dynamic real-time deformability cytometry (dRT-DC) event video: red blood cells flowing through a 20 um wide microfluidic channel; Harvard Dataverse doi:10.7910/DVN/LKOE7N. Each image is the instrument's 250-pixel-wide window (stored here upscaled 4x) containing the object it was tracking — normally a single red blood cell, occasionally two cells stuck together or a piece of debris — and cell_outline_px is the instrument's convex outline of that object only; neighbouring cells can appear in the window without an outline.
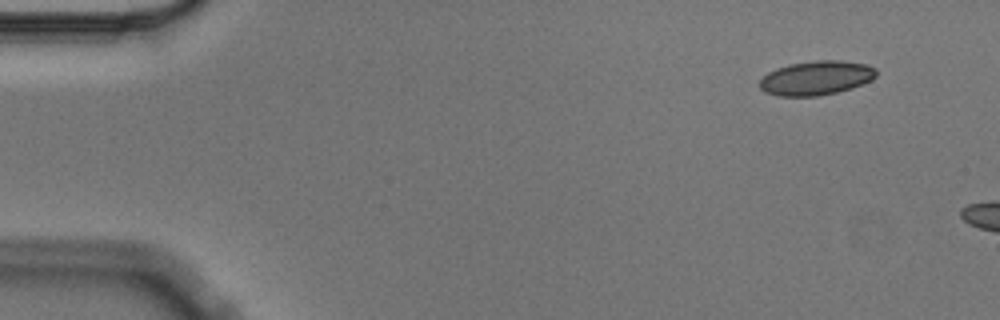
{"species": "Egyptian fruit bat (a non-hibernating species)", "species_latin": "Rousettus aegyptiacus", "temperature_condition": "cold", "stored_images_in_passage": 3, "segment_of_instrument_passage": [2, 2], "camera_frame_rate_fps": 3000, "um_per_image_px": 0.085, "animal": {"sex": "male"}, "frame": {"image": 1, "passage_image": 3, "time_ms": 0.667, "image_size_px": [1000, 320], "cell_outline_px": [[876, 76], [872, 80], [852, 88], [836, 92], [816, 96], [776, 96], [764, 92], [760, 88], [760, 80], [768, 72], [776, 68], [788, 64], [816, 60], [840, 60], [868, 64], [876, 68]], "centroid_in_image_um": [69.38, 6.62], "position_along_channel_um": 15.6, "area_um2": 23.41}}